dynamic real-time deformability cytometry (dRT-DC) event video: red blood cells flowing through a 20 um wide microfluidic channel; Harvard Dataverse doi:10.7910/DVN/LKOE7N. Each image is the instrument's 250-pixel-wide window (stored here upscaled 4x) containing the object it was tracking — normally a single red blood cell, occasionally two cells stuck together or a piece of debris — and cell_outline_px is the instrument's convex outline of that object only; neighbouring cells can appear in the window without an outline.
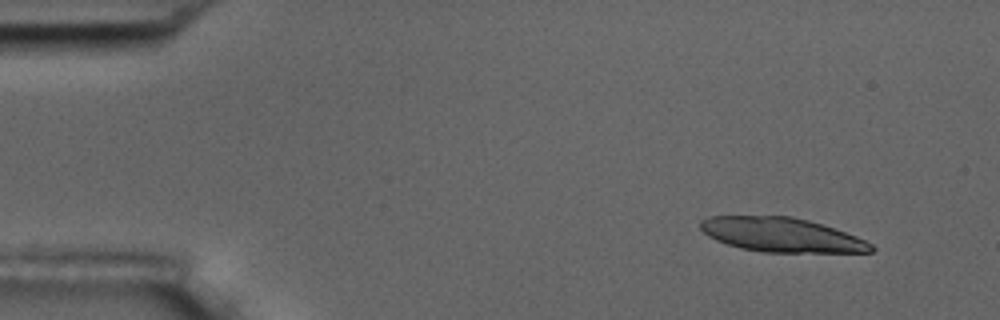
{"species": "common noctule bat (a hibernating species)", "species_latin": "Nyctalus noctula", "temperature_condition": "room temperature", "stored_images_in_passage": 5, "camera_frame_rate_fps": 3000, "um_per_image_px": 0.085, "animal": {"sex": "male", "body_mass_g": 17.5, "forearm_length_mm": 52.3}, "frame": {"image": 1, "passage_image": 2, "time_ms": 1.333, "image_size_px": [1000, 320], "cell_outline_px": [[876, 248], [872, 252], [760, 252], [740, 248], [716, 240], [708, 236], [700, 228], [700, 220], [708, 216], [792, 216], [808, 220], [856, 236], [872, 244]], "centroid_in_image_um": [66.39, 19.96], "position_along_channel_um": 18.6, "area_um2": 33.93}}